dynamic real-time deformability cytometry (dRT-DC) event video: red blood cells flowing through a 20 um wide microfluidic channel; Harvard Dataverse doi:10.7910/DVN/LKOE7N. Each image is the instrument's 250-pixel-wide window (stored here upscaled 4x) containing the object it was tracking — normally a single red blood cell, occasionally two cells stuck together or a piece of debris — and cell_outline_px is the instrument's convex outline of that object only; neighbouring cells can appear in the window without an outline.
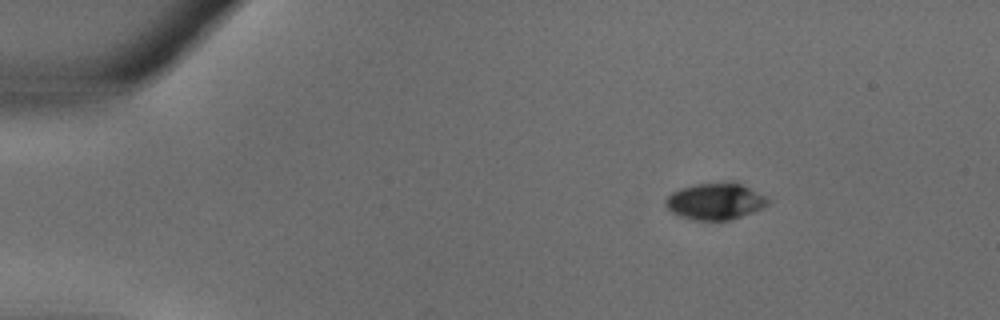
{"species": "common noctule bat (a hibernating species)", "species_latin": "Nyctalus noctula", "temperature_condition": "warm", "stored_images_in_passage": 31, "camera_frame_rate_fps": 3000, "um_per_image_px": 0.085, "animal": {"sex": "male", "body_mass_g": 18.8}, "frame": {"image": 1, "passage_image": 1, "time_ms": 0.0, "image_size_px": [1000, 320], "cell_outline_px": [[768, 204], [752, 212], [728, 220], [692, 220], [680, 216], [672, 212], [664, 204], [664, 200], [672, 192], [680, 188], [696, 184], [732, 180], [744, 184], [764, 196], [768, 200]], "centroid_in_image_um": [60.77, 17.08], "position_along_channel_um": 24.2, "area_um2": 21.91}}
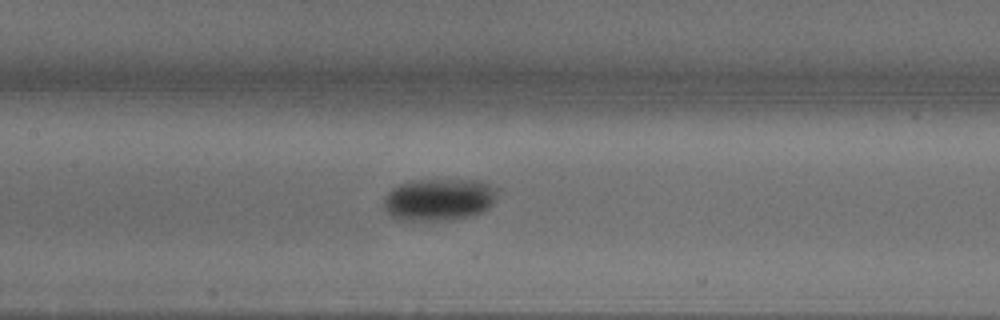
{"frame": {"image": 2, "passage_image": 13, "time_ms": 4.0, "image_size_px": [1000, 320], "cell_outline_px": [[500, 192], [496, 200], [484, 212], [472, 216], [452, 220], [408, 220], [392, 216], [384, 208], [384, 196], [392, 188], [408, 180], [480, 180], [492, 184]], "centroid_in_image_um": [37.38, 16.94], "position_along_channel_um": 170.0, "area_um2": 28.32}}
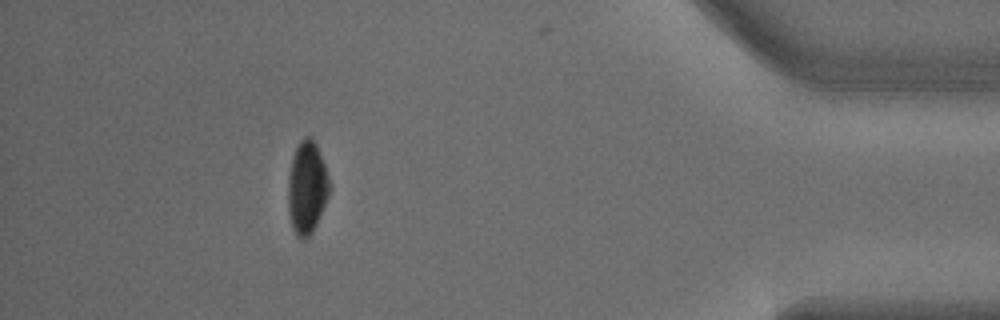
{"frame": {"image": 3, "passage_image": 28, "time_ms": 9.0, "image_size_px": [1000, 320], "cell_outline_px": [[332, 188], [316, 224], [312, 232], [304, 240], [296, 236], [292, 228], [288, 212], [288, 180], [292, 156], [300, 140], [304, 136], [312, 136], [320, 152], [332, 184]], "centroid_in_image_um": [26.1, 15.92], "position_along_channel_um": 409.1, "area_um2": 22.72}}